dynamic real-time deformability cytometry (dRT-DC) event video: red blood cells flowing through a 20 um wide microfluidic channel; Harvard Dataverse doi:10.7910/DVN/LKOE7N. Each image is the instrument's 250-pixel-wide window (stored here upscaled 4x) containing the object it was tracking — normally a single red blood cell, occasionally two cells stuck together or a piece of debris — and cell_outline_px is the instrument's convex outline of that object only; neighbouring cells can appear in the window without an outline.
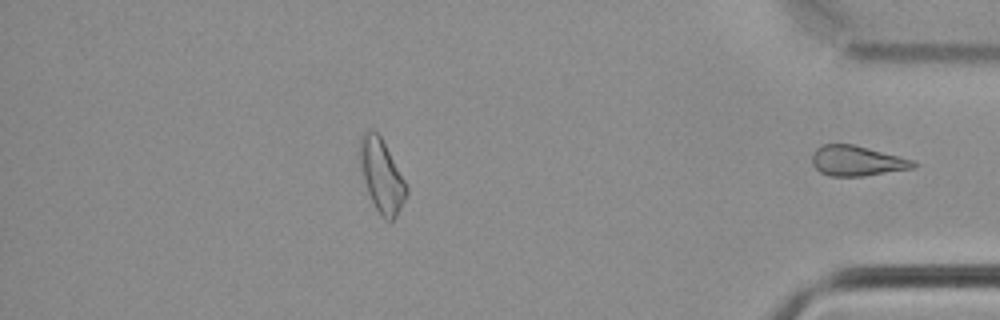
{"species": "common noctule bat (a hibernating species)", "species_latin": "Nyctalus noctula", "temperature_condition": "cold", "stored_images_in_passage": 37, "segment_of_instrument_passage": [2, 2], "camera_frame_rate_fps": 3000, "um_per_image_px": 0.085, "animal": {"sex": "male", "body_mass_g": 21.5, "forearm_length_mm": 52.0}, "frame": {"image": 1, "passage_image": 37, "time_ms": 12.0, "image_size_px": [1000, 320], "cell_outline_px": [[916, 168], [860, 176], [828, 176], [820, 172], [812, 164], [812, 156], [816, 148], [824, 144], [852, 144], [916, 160]], "centroid_in_image_um": [72.85, 13.67], "position_along_channel_um": 362.3, "area_um2": 17.8}}